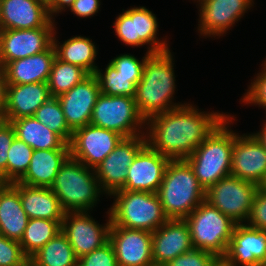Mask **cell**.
<instances>
[{"label": "cell", "mask_w": 266, "mask_h": 266, "mask_svg": "<svg viewBox=\"0 0 266 266\" xmlns=\"http://www.w3.org/2000/svg\"><path fill=\"white\" fill-rule=\"evenodd\" d=\"M56 37L53 36V47L55 49L56 58L86 70L89 74H95L98 67L94 61L97 56V47L92 40L87 37L74 36L63 44L59 45Z\"/></svg>", "instance_id": "obj_29"}, {"label": "cell", "mask_w": 266, "mask_h": 266, "mask_svg": "<svg viewBox=\"0 0 266 266\" xmlns=\"http://www.w3.org/2000/svg\"><path fill=\"white\" fill-rule=\"evenodd\" d=\"M78 266H118L112 244L108 241L102 247L80 257Z\"/></svg>", "instance_id": "obj_38"}, {"label": "cell", "mask_w": 266, "mask_h": 266, "mask_svg": "<svg viewBox=\"0 0 266 266\" xmlns=\"http://www.w3.org/2000/svg\"><path fill=\"white\" fill-rule=\"evenodd\" d=\"M18 191L22 208L29 219L63 220L65 211L50 188L11 183Z\"/></svg>", "instance_id": "obj_26"}, {"label": "cell", "mask_w": 266, "mask_h": 266, "mask_svg": "<svg viewBox=\"0 0 266 266\" xmlns=\"http://www.w3.org/2000/svg\"><path fill=\"white\" fill-rule=\"evenodd\" d=\"M205 192L186 160H170L157 195L169 219L184 220L205 200Z\"/></svg>", "instance_id": "obj_4"}, {"label": "cell", "mask_w": 266, "mask_h": 266, "mask_svg": "<svg viewBox=\"0 0 266 266\" xmlns=\"http://www.w3.org/2000/svg\"><path fill=\"white\" fill-rule=\"evenodd\" d=\"M247 225L266 230V190L259 187L254 195L250 217Z\"/></svg>", "instance_id": "obj_41"}, {"label": "cell", "mask_w": 266, "mask_h": 266, "mask_svg": "<svg viewBox=\"0 0 266 266\" xmlns=\"http://www.w3.org/2000/svg\"><path fill=\"white\" fill-rule=\"evenodd\" d=\"M231 175L261 187L266 180V149L254 134L234 132Z\"/></svg>", "instance_id": "obj_16"}, {"label": "cell", "mask_w": 266, "mask_h": 266, "mask_svg": "<svg viewBox=\"0 0 266 266\" xmlns=\"http://www.w3.org/2000/svg\"><path fill=\"white\" fill-rule=\"evenodd\" d=\"M47 83L8 84L5 114L7 120L30 117L51 98Z\"/></svg>", "instance_id": "obj_23"}, {"label": "cell", "mask_w": 266, "mask_h": 266, "mask_svg": "<svg viewBox=\"0 0 266 266\" xmlns=\"http://www.w3.org/2000/svg\"><path fill=\"white\" fill-rule=\"evenodd\" d=\"M0 20H1V4H0Z\"/></svg>", "instance_id": "obj_52"}, {"label": "cell", "mask_w": 266, "mask_h": 266, "mask_svg": "<svg viewBox=\"0 0 266 266\" xmlns=\"http://www.w3.org/2000/svg\"><path fill=\"white\" fill-rule=\"evenodd\" d=\"M170 159L146 144L128 168L127 178L120 190L157 193Z\"/></svg>", "instance_id": "obj_18"}, {"label": "cell", "mask_w": 266, "mask_h": 266, "mask_svg": "<svg viewBox=\"0 0 266 266\" xmlns=\"http://www.w3.org/2000/svg\"><path fill=\"white\" fill-rule=\"evenodd\" d=\"M258 188L252 182L229 175L206 190L205 201L236 224H243L250 217L253 198Z\"/></svg>", "instance_id": "obj_9"}, {"label": "cell", "mask_w": 266, "mask_h": 266, "mask_svg": "<svg viewBox=\"0 0 266 266\" xmlns=\"http://www.w3.org/2000/svg\"><path fill=\"white\" fill-rule=\"evenodd\" d=\"M56 58L53 45L33 56L8 62L3 70L8 84L47 83Z\"/></svg>", "instance_id": "obj_24"}, {"label": "cell", "mask_w": 266, "mask_h": 266, "mask_svg": "<svg viewBox=\"0 0 266 266\" xmlns=\"http://www.w3.org/2000/svg\"><path fill=\"white\" fill-rule=\"evenodd\" d=\"M253 134L266 149V122L263 125V128L260 130V132L253 133Z\"/></svg>", "instance_id": "obj_46"}, {"label": "cell", "mask_w": 266, "mask_h": 266, "mask_svg": "<svg viewBox=\"0 0 266 266\" xmlns=\"http://www.w3.org/2000/svg\"><path fill=\"white\" fill-rule=\"evenodd\" d=\"M40 3H42L43 5H45L47 8H49L55 0H38Z\"/></svg>", "instance_id": "obj_48"}, {"label": "cell", "mask_w": 266, "mask_h": 266, "mask_svg": "<svg viewBox=\"0 0 266 266\" xmlns=\"http://www.w3.org/2000/svg\"><path fill=\"white\" fill-rule=\"evenodd\" d=\"M263 64L262 66L264 67L261 73L259 72L254 81L249 85L250 87H248V91L245 93L242 102L246 104H258L259 107L262 106V108L266 109V60Z\"/></svg>", "instance_id": "obj_40"}, {"label": "cell", "mask_w": 266, "mask_h": 266, "mask_svg": "<svg viewBox=\"0 0 266 266\" xmlns=\"http://www.w3.org/2000/svg\"><path fill=\"white\" fill-rule=\"evenodd\" d=\"M100 94L98 79L90 74L68 92L57 97L65 121L72 131L90 124L92 111Z\"/></svg>", "instance_id": "obj_20"}, {"label": "cell", "mask_w": 266, "mask_h": 266, "mask_svg": "<svg viewBox=\"0 0 266 266\" xmlns=\"http://www.w3.org/2000/svg\"><path fill=\"white\" fill-rule=\"evenodd\" d=\"M118 38L131 46L149 44L147 53H161L169 50L166 39H157L158 22L156 15L146 7H131L120 14L114 22Z\"/></svg>", "instance_id": "obj_10"}, {"label": "cell", "mask_w": 266, "mask_h": 266, "mask_svg": "<svg viewBox=\"0 0 266 266\" xmlns=\"http://www.w3.org/2000/svg\"><path fill=\"white\" fill-rule=\"evenodd\" d=\"M220 259L213 253L193 248L167 263V266H218Z\"/></svg>", "instance_id": "obj_36"}, {"label": "cell", "mask_w": 266, "mask_h": 266, "mask_svg": "<svg viewBox=\"0 0 266 266\" xmlns=\"http://www.w3.org/2000/svg\"><path fill=\"white\" fill-rule=\"evenodd\" d=\"M173 62L170 50L153 53L145 61L142 78L136 85L134 96L138 111L145 121L185 105L172 103L176 89Z\"/></svg>", "instance_id": "obj_2"}, {"label": "cell", "mask_w": 266, "mask_h": 266, "mask_svg": "<svg viewBox=\"0 0 266 266\" xmlns=\"http://www.w3.org/2000/svg\"><path fill=\"white\" fill-rule=\"evenodd\" d=\"M146 144L144 134L122 138L115 149L94 168L103 193L111 195L124 186L128 168Z\"/></svg>", "instance_id": "obj_11"}, {"label": "cell", "mask_w": 266, "mask_h": 266, "mask_svg": "<svg viewBox=\"0 0 266 266\" xmlns=\"http://www.w3.org/2000/svg\"><path fill=\"white\" fill-rule=\"evenodd\" d=\"M89 75L90 74L80 66L55 58L47 81L51 96L58 97L68 92Z\"/></svg>", "instance_id": "obj_32"}, {"label": "cell", "mask_w": 266, "mask_h": 266, "mask_svg": "<svg viewBox=\"0 0 266 266\" xmlns=\"http://www.w3.org/2000/svg\"><path fill=\"white\" fill-rule=\"evenodd\" d=\"M200 35L221 36L252 7L253 0H200ZM247 10V11H246Z\"/></svg>", "instance_id": "obj_19"}, {"label": "cell", "mask_w": 266, "mask_h": 266, "mask_svg": "<svg viewBox=\"0 0 266 266\" xmlns=\"http://www.w3.org/2000/svg\"><path fill=\"white\" fill-rule=\"evenodd\" d=\"M69 156L70 149L33 150L28 170L18 183L50 188Z\"/></svg>", "instance_id": "obj_25"}, {"label": "cell", "mask_w": 266, "mask_h": 266, "mask_svg": "<svg viewBox=\"0 0 266 266\" xmlns=\"http://www.w3.org/2000/svg\"><path fill=\"white\" fill-rule=\"evenodd\" d=\"M28 220V215L22 208L19 191L11 183H2L0 185V234L20 242Z\"/></svg>", "instance_id": "obj_27"}, {"label": "cell", "mask_w": 266, "mask_h": 266, "mask_svg": "<svg viewBox=\"0 0 266 266\" xmlns=\"http://www.w3.org/2000/svg\"><path fill=\"white\" fill-rule=\"evenodd\" d=\"M193 249L190 230L185 220L169 219L152 232V261L167 264Z\"/></svg>", "instance_id": "obj_21"}, {"label": "cell", "mask_w": 266, "mask_h": 266, "mask_svg": "<svg viewBox=\"0 0 266 266\" xmlns=\"http://www.w3.org/2000/svg\"><path fill=\"white\" fill-rule=\"evenodd\" d=\"M50 189L65 212H89L103 192L94 169L71 156L61 165Z\"/></svg>", "instance_id": "obj_5"}, {"label": "cell", "mask_w": 266, "mask_h": 266, "mask_svg": "<svg viewBox=\"0 0 266 266\" xmlns=\"http://www.w3.org/2000/svg\"><path fill=\"white\" fill-rule=\"evenodd\" d=\"M110 196L116 197L108 210L111 226L154 232L169 220L157 193L117 190Z\"/></svg>", "instance_id": "obj_6"}, {"label": "cell", "mask_w": 266, "mask_h": 266, "mask_svg": "<svg viewBox=\"0 0 266 266\" xmlns=\"http://www.w3.org/2000/svg\"><path fill=\"white\" fill-rule=\"evenodd\" d=\"M21 266H37L30 258H28Z\"/></svg>", "instance_id": "obj_49"}, {"label": "cell", "mask_w": 266, "mask_h": 266, "mask_svg": "<svg viewBox=\"0 0 266 266\" xmlns=\"http://www.w3.org/2000/svg\"><path fill=\"white\" fill-rule=\"evenodd\" d=\"M7 80L2 67H0V112H5L7 99Z\"/></svg>", "instance_id": "obj_44"}, {"label": "cell", "mask_w": 266, "mask_h": 266, "mask_svg": "<svg viewBox=\"0 0 266 266\" xmlns=\"http://www.w3.org/2000/svg\"><path fill=\"white\" fill-rule=\"evenodd\" d=\"M102 72V73H101ZM99 82L100 93L109 96H135L136 85L142 76H124L109 62L105 72L96 69L94 74Z\"/></svg>", "instance_id": "obj_33"}, {"label": "cell", "mask_w": 266, "mask_h": 266, "mask_svg": "<svg viewBox=\"0 0 266 266\" xmlns=\"http://www.w3.org/2000/svg\"><path fill=\"white\" fill-rule=\"evenodd\" d=\"M53 21L42 28L0 30V67L48 50L56 34Z\"/></svg>", "instance_id": "obj_12"}, {"label": "cell", "mask_w": 266, "mask_h": 266, "mask_svg": "<svg viewBox=\"0 0 266 266\" xmlns=\"http://www.w3.org/2000/svg\"><path fill=\"white\" fill-rule=\"evenodd\" d=\"M7 118L5 112H0V128L7 123Z\"/></svg>", "instance_id": "obj_47"}, {"label": "cell", "mask_w": 266, "mask_h": 266, "mask_svg": "<svg viewBox=\"0 0 266 266\" xmlns=\"http://www.w3.org/2000/svg\"><path fill=\"white\" fill-rule=\"evenodd\" d=\"M99 6V0H75L70 10L79 17L87 18L96 14L100 8Z\"/></svg>", "instance_id": "obj_43"}, {"label": "cell", "mask_w": 266, "mask_h": 266, "mask_svg": "<svg viewBox=\"0 0 266 266\" xmlns=\"http://www.w3.org/2000/svg\"><path fill=\"white\" fill-rule=\"evenodd\" d=\"M123 137L118 133L91 124L73 131L70 156L89 168H96Z\"/></svg>", "instance_id": "obj_14"}, {"label": "cell", "mask_w": 266, "mask_h": 266, "mask_svg": "<svg viewBox=\"0 0 266 266\" xmlns=\"http://www.w3.org/2000/svg\"><path fill=\"white\" fill-rule=\"evenodd\" d=\"M153 53H147L142 61L130 54H120L110 61L117 72L124 76H142L146 59Z\"/></svg>", "instance_id": "obj_39"}, {"label": "cell", "mask_w": 266, "mask_h": 266, "mask_svg": "<svg viewBox=\"0 0 266 266\" xmlns=\"http://www.w3.org/2000/svg\"><path fill=\"white\" fill-rule=\"evenodd\" d=\"M15 137V129L10 122L0 128V181L2 183H7L8 150Z\"/></svg>", "instance_id": "obj_42"}, {"label": "cell", "mask_w": 266, "mask_h": 266, "mask_svg": "<svg viewBox=\"0 0 266 266\" xmlns=\"http://www.w3.org/2000/svg\"><path fill=\"white\" fill-rule=\"evenodd\" d=\"M30 259L37 266H78L74 249L61 231Z\"/></svg>", "instance_id": "obj_30"}, {"label": "cell", "mask_w": 266, "mask_h": 266, "mask_svg": "<svg viewBox=\"0 0 266 266\" xmlns=\"http://www.w3.org/2000/svg\"><path fill=\"white\" fill-rule=\"evenodd\" d=\"M0 4V30L42 28L52 20L38 0H0Z\"/></svg>", "instance_id": "obj_22"}, {"label": "cell", "mask_w": 266, "mask_h": 266, "mask_svg": "<svg viewBox=\"0 0 266 266\" xmlns=\"http://www.w3.org/2000/svg\"><path fill=\"white\" fill-rule=\"evenodd\" d=\"M264 190H266V180L264 182V184L261 186Z\"/></svg>", "instance_id": "obj_51"}, {"label": "cell", "mask_w": 266, "mask_h": 266, "mask_svg": "<svg viewBox=\"0 0 266 266\" xmlns=\"http://www.w3.org/2000/svg\"><path fill=\"white\" fill-rule=\"evenodd\" d=\"M33 148L14 138L7 156V183L18 182L28 170Z\"/></svg>", "instance_id": "obj_35"}, {"label": "cell", "mask_w": 266, "mask_h": 266, "mask_svg": "<svg viewBox=\"0 0 266 266\" xmlns=\"http://www.w3.org/2000/svg\"><path fill=\"white\" fill-rule=\"evenodd\" d=\"M224 266H261L266 264V230L236 224L224 256Z\"/></svg>", "instance_id": "obj_15"}, {"label": "cell", "mask_w": 266, "mask_h": 266, "mask_svg": "<svg viewBox=\"0 0 266 266\" xmlns=\"http://www.w3.org/2000/svg\"><path fill=\"white\" fill-rule=\"evenodd\" d=\"M112 244L118 266H149L152 261V232L110 226Z\"/></svg>", "instance_id": "obj_17"}, {"label": "cell", "mask_w": 266, "mask_h": 266, "mask_svg": "<svg viewBox=\"0 0 266 266\" xmlns=\"http://www.w3.org/2000/svg\"><path fill=\"white\" fill-rule=\"evenodd\" d=\"M185 104L146 121L147 144L170 160H185L227 116Z\"/></svg>", "instance_id": "obj_1"}, {"label": "cell", "mask_w": 266, "mask_h": 266, "mask_svg": "<svg viewBox=\"0 0 266 266\" xmlns=\"http://www.w3.org/2000/svg\"><path fill=\"white\" fill-rule=\"evenodd\" d=\"M234 117L227 115L185 160L205 191L231 175L234 132L228 129Z\"/></svg>", "instance_id": "obj_3"}, {"label": "cell", "mask_w": 266, "mask_h": 266, "mask_svg": "<svg viewBox=\"0 0 266 266\" xmlns=\"http://www.w3.org/2000/svg\"><path fill=\"white\" fill-rule=\"evenodd\" d=\"M62 220L29 219L20 245L30 258L61 231Z\"/></svg>", "instance_id": "obj_31"}, {"label": "cell", "mask_w": 266, "mask_h": 266, "mask_svg": "<svg viewBox=\"0 0 266 266\" xmlns=\"http://www.w3.org/2000/svg\"><path fill=\"white\" fill-rule=\"evenodd\" d=\"M149 266H167L166 264H157V263H152Z\"/></svg>", "instance_id": "obj_50"}, {"label": "cell", "mask_w": 266, "mask_h": 266, "mask_svg": "<svg viewBox=\"0 0 266 266\" xmlns=\"http://www.w3.org/2000/svg\"><path fill=\"white\" fill-rule=\"evenodd\" d=\"M75 0H55L54 3L48 8L51 18L54 14L65 11V8H70Z\"/></svg>", "instance_id": "obj_45"}, {"label": "cell", "mask_w": 266, "mask_h": 266, "mask_svg": "<svg viewBox=\"0 0 266 266\" xmlns=\"http://www.w3.org/2000/svg\"><path fill=\"white\" fill-rule=\"evenodd\" d=\"M184 220L193 248L213 253L219 259L224 256L236 225L234 221L205 200Z\"/></svg>", "instance_id": "obj_7"}, {"label": "cell", "mask_w": 266, "mask_h": 266, "mask_svg": "<svg viewBox=\"0 0 266 266\" xmlns=\"http://www.w3.org/2000/svg\"><path fill=\"white\" fill-rule=\"evenodd\" d=\"M27 259L19 241L0 234V266H21Z\"/></svg>", "instance_id": "obj_37"}, {"label": "cell", "mask_w": 266, "mask_h": 266, "mask_svg": "<svg viewBox=\"0 0 266 266\" xmlns=\"http://www.w3.org/2000/svg\"><path fill=\"white\" fill-rule=\"evenodd\" d=\"M7 121L13 125L16 137L33 150L70 149L69 144L34 116Z\"/></svg>", "instance_id": "obj_28"}, {"label": "cell", "mask_w": 266, "mask_h": 266, "mask_svg": "<svg viewBox=\"0 0 266 266\" xmlns=\"http://www.w3.org/2000/svg\"><path fill=\"white\" fill-rule=\"evenodd\" d=\"M105 225H100L88 212H65L61 232L67 237L76 257L89 254L109 241L111 216L108 212Z\"/></svg>", "instance_id": "obj_13"}, {"label": "cell", "mask_w": 266, "mask_h": 266, "mask_svg": "<svg viewBox=\"0 0 266 266\" xmlns=\"http://www.w3.org/2000/svg\"><path fill=\"white\" fill-rule=\"evenodd\" d=\"M90 124L126 138L144 134L140 128L146 126V121L139 113L134 97L100 94L94 105Z\"/></svg>", "instance_id": "obj_8"}, {"label": "cell", "mask_w": 266, "mask_h": 266, "mask_svg": "<svg viewBox=\"0 0 266 266\" xmlns=\"http://www.w3.org/2000/svg\"><path fill=\"white\" fill-rule=\"evenodd\" d=\"M33 116L51 131L58 134L67 144L71 142L73 131L65 121L64 113L57 97H51L43 103Z\"/></svg>", "instance_id": "obj_34"}]
</instances>
